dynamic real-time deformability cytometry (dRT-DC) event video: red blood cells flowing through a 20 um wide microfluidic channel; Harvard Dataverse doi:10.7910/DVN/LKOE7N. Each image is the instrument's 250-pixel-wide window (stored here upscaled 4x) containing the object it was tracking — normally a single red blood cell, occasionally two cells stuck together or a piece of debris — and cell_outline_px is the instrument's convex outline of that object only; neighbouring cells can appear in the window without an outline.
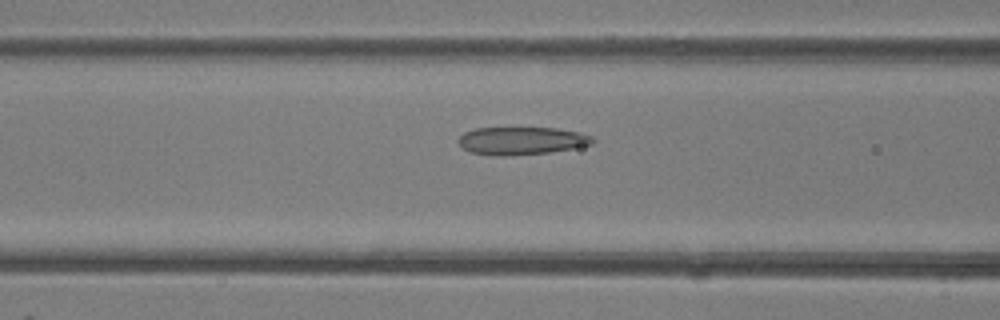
{"species": "common noctule bat (a hibernating species)", "species_latin": "Nyctalus noctula", "temperature_condition": "room temperature", "stored_images_in_passage": 41, "camera_frame_rate_fps": 3000, "um_per_image_px": 0.085, "animal": {"sex": "female"}, "frame": {"image": 1, "passage_image": 17, "time_ms": 5.333, "image_size_px": [1000, 320], "cell_outline_px": [[596, 140], [592, 144], [572, 148], [548, 152], [512, 156], [492, 156], [468, 152], [456, 140], [464, 132], [476, 128], [556, 128], [580, 132], [592, 136]], "centroid_in_image_um": [44.31, 11.97], "position_along_channel_um": 122.3, "area_um2": 21.91}}
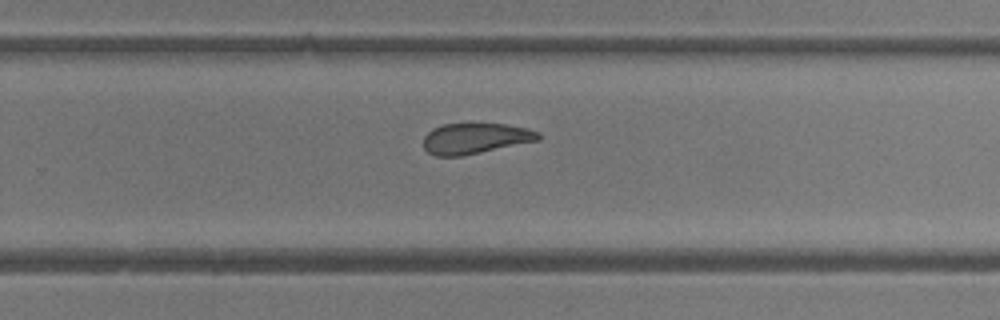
{"frame": {"image": 2, "passage_image": 27, "time_ms": 8.667, "image_size_px": [1000, 320], "cell_outline_px": [[540, 140], [460, 156], [436, 156], [428, 152], [424, 148], [424, 136], [432, 128], [444, 124], [504, 124], [528, 128], [540, 132]], "centroid_in_image_um": [40.4, 11.76], "position_along_channel_um": 289.4, "area_um2": 20.4}}
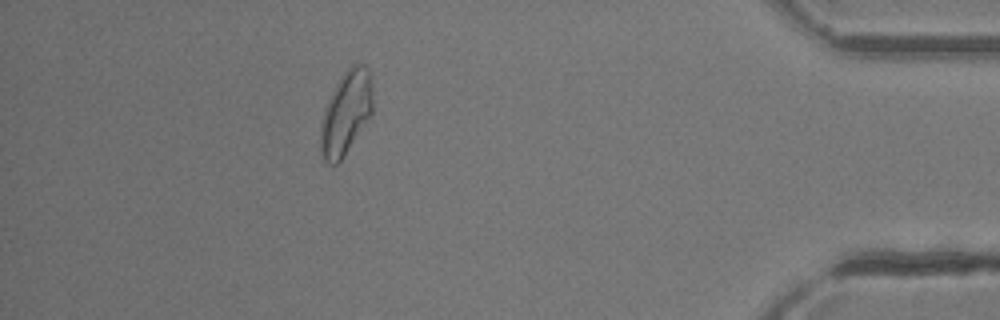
{"frame": {"image": 3, "passage_image": 37, "time_ms": 12.0, "image_size_px": [1000, 320], "cell_outline_px": [[372, 116], [344, 156], [336, 164], [328, 164], [320, 156], [320, 124], [324, 108], [340, 76], [352, 64], [364, 64], [372, 72]], "centroid_in_image_um": [29.42, 9.59], "position_along_channel_um": 405.8, "area_um2": 25.95}}